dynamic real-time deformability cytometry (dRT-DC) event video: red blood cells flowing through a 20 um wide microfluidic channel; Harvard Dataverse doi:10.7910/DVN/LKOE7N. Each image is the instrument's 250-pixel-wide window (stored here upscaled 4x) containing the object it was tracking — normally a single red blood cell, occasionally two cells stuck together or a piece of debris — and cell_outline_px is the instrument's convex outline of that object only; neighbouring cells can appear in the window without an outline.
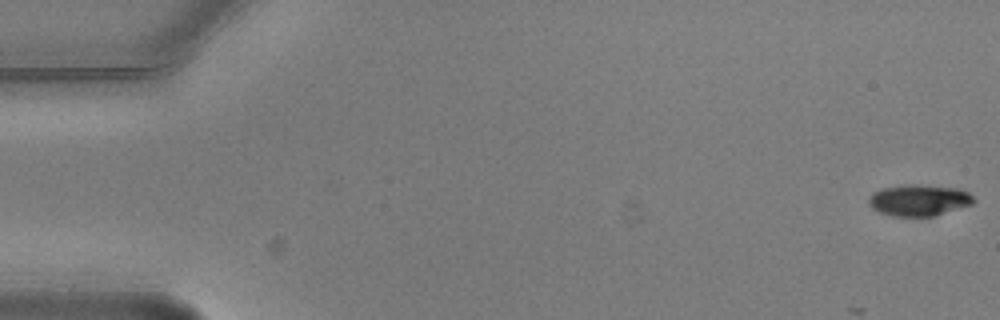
{"species": "common noctule bat (a hibernating species)", "species_latin": "Nyctalus noctula", "temperature_condition": "warm", "stored_images_in_passage": 7, "camera_frame_rate_fps": 3000, "um_per_image_px": 0.085, "animal": {"sex": "male", "body_mass_g": 20.5, "forearm_length_mm": 52.5}, "frame": {"image": 1, "passage_image": 1, "time_ms": 0.0, "image_size_px": [1000, 320], "cell_outline_px": [[976, 200], [972, 204], [936, 216], [892, 216], [880, 212], [872, 208], [868, 204], [868, 200], [872, 192], [884, 188], [912, 184], [956, 188], [968, 192]], "centroid_in_image_um": [78.11, 17.03], "position_along_channel_um": 6.9, "area_um2": 19.07}}
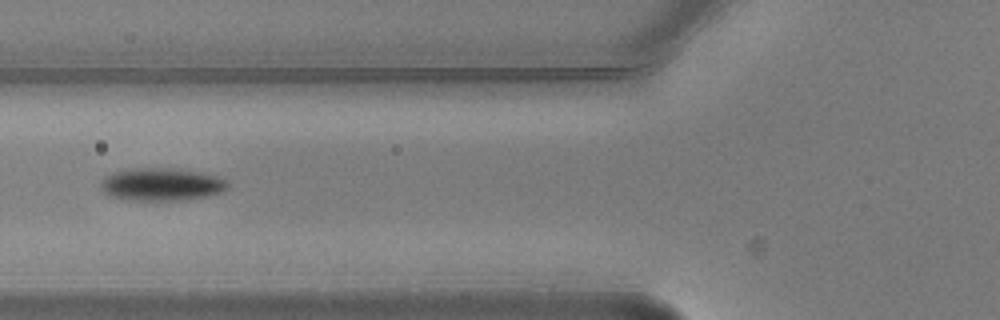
{"frame": {"image": 2, "passage_image": 7, "time_ms": 2.0, "image_size_px": [1000, 320], "cell_outline_px": [[228, 188], [224, 192], [208, 196], [184, 200], [132, 200], [112, 196], [104, 192], [100, 184], [100, 180], [104, 176], [112, 172], [136, 168], [180, 168], [200, 172], [216, 176], [228, 180]], "centroid_in_image_um": [13.77, 15.66], "position_along_channel_um": 112.0, "area_um2": 24.45}}